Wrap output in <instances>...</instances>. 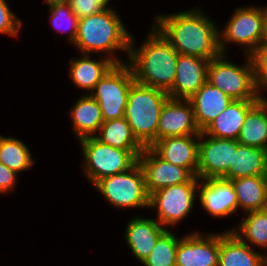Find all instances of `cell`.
Returning <instances> with one entry per match:
<instances>
[{
	"label": "cell",
	"instance_id": "26",
	"mask_svg": "<svg viewBox=\"0 0 267 266\" xmlns=\"http://www.w3.org/2000/svg\"><path fill=\"white\" fill-rule=\"evenodd\" d=\"M238 208L245 213L267 209V176H249L231 180Z\"/></svg>",
	"mask_w": 267,
	"mask_h": 266
},
{
	"label": "cell",
	"instance_id": "34",
	"mask_svg": "<svg viewBox=\"0 0 267 266\" xmlns=\"http://www.w3.org/2000/svg\"><path fill=\"white\" fill-rule=\"evenodd\" d=\"M72 12L78 17H86L101 12L103 9L94 0H65Z\"/></svg>",
	"mask_w": 267,
	"mask_h": 266
},
{
	"label": "cell",
	"instance_id": "9",
	"mask_svg": "<svg viewBox=\"0 0 267 266\" xmlns=\"http://www.w3.org/2000/svg\"><path fill=\"white\" fill-rule=\"evenodd\" d=\"M198 181L199 178L194 176L189 182L164 187L150 194L149 208H157L156 220L164 228L182 222L191 212Z\"/></svg>",
	"mask_w": 267,
	"mask_h": 266
},
{
	"label": "cell",
	"instance_id": "36",
	"mask_svg": "<svg viewBox=\"0 0 267 266\" xmlns=\"http://www.w3.org/2000/svg\"><path fill=\"white\" fill-rule=\"evenodd\" d=\"M262 15H263V32L261 43H267V7H262Z\"/></svg>",
	"mask_w": 267,
	"mask_h": 266
},
{
	"label": "cell",
	"instance_id": "35",
	"mask_svg": "<svg viewBox=\"0 0 267 266\" xmlns=\"http://www.w3.org/2000/svg\"><path fill=\"white\" fill-rule=\"evenodd\" d=\"M17 173L0 163V193H9L15 188Z\"/></svg>",
	"mask_w": 267,
	"mask_h": 266
},
{
	"label": "cell",
	"instance_id": "8",
	"mask_svg": "<svg viewBox=\"0 0 267 266\" xmlns=\"http://www.w3.org/2000/svg\"><path fill=\"white\" fill-rule=\"evenodd\" d=\"M96 186V187H95ZM94 187L118 208H149V193L139 163L131 170L99 180Z\"/></svg>",
	"mask_w": 267,
	"mask_h": 266
},
{
	"label": "cell",
	"instance_id": "16",
	"mask_svg": "<svg viewBox=\"0 0 267 266\" xmlns=\"http://www.w3.org/2000/svg\"><path fill=\"white\" fill-rule=\"evenodd\" d=\"M209 59L179 54L176 77L169 98L189 99L207 81Z\"/></svg>",
	"mask_w": 267,
	"mask_h": 266
},
{
	"label": "cell",
	"instance_id": "22",
	"mask_svg": "<svg viewBox=\"0 0 267 266\" xmlns=\"http://www.w3.org/2000/svg\"><path fill=\"white\" fill-rule=\"evenodd\" d=\"M218 266H262L261 254L240 240L232 231L220 233Z\"/></svg>",
	"mask_w": 267,
	"mask_h": 266
},
{
	"label": "cell",
	"instance_id": "11",
	"mask_svg": "<svg viewBox=\"0 0 267 266\" xmlns=\"http://www.w3.org/2000/svg\"><path fill=\"white\" fill-rule=\"evenodd\" d=\"M199 135L198 168L199 179L221 178L229 167H233V151L240 144L237 140Z\"/></svg>",
	"mask_w": 267,
	"mask_h": 266
},
{
	"label": "cell",
	"instance_id": "28",
	"mask_svg": "<svg viewBox=\"0 0 267 266\" xmlns=\"http://www.w3.org/2000/svg\"><path fill=\"white\" fill-rule=\"evenodd\" d=\"M247 213L238 229L232 228L230 231L248 245L255 244L267 249V209Z\"/></svg>",
	"mask_w": 267,
	"mask_h": 266
},
{
	"label": "cell",
	"instance_id": "30",
	"mask_svg": "<svg viewBox=\"0 0 267 266\" xmlns=\"http://www.w3.org/2000/svg\"><path fill=\"white\" fill-rule=\"evenodd\" d=\"M180 239L167 229L158 238L156 245L142 264L144 266H176V252Z\"/></svg>",
	"mask_w": 267,
	"mask_h": 266
},
{
	"label": "cell",
	"instance_id": "7",
	"mask_svg": "<svg viewBox=\"0 0 267 266\" xmlns=\"http://www.w3.org/2000/svg\"><path fill=\"white\" fill-rule=\"evenodd\" d=\"M134 82L131 67L123 63L115 64L96 83L90 95L98 102L104 121L124 117L129 90Z\"/></svg>",
	"mask_w": 267,
	"mask_h": 266
},
{
	"label": "cell",
	"instance_id": "32",
	"mask_svg": "<svg viewBox=\"0 0 267 266\" xmlns=\"http://www.w3.org/2000/svg\"><path fill=\"white\" fill-rule=\"evenodd\" d=\"M254 63L255 80L259 89H267V43H260L251 54ZM267 91V90H266Z\"/></svg>",
	"mask_w": 267,
	"mask_h": 266
},
{
	"label": "cell",
	"instance_id": "33",
	"mask_svg": "<svg viewBox=\"0 0 267 266\" xmlns=\"http://www.w3.org/2000/svg\"><path fill=\"white\" fill-rule=\"evenodd\" d=\"M22 22L9 8L5 0H0V33L16 37Z\"/></svg>",
	"mask_w": 267,
	"mask_h": 266
},
{
	"label": "cell",
	"instance_id": "5",
	"mask_svg": "<svg viewBox=\"0 0 267 266\" xmlns=\"http://www.w3.org/2000/svg\"><path fill=\"white\" fill-rule=\"evenodd\" d=\"M84 174L95 185L99 180L131 170L143 150H127L101 143L95 137L80 139Z\"/></svg>",
	"mask_w": 267,
	"mask_h": 266
},
{
	"label": "cell",
	"instance_id": "6",
	"mask_svg": "<svg viewBox=\"0 0 267 266\" xmlns=\"http://www.w3.org/2000/svg\"><path fill=\"white\" fill-rule=\"evenodd\" d=\"M225 58L221 53L210 60L207 81L232 100H260L263 96L259 94L251 55H246L247 62L243 66Z\"/></svg>",
	"mask_w": 267,
	"mask_h": 266
},
{
	"label": "cell",
	"instance_id": "37",
	"mask_svg": "<svg viewBox=\"0 0 267 266\" xmlns=\"http://www.w3.org/2000/svg\"><path fill=\"white\" fill-rule=\"evenodd\" d=\"M95 3H97L103 10L108 9L107 3L110 2V0H94Z\"/></svg>",
	"mask_w": 267,
	"mask_h": 266
},
{
	"label": "cell",
	"instance_id": "38",
	"mask_svg": "<svg viewBox=\"0 0 267 266\" xmlns=\"http://www.w3.org/2000/svg\"><path fill=\"white\" fill-rule=\"evenodd\" d=\"M267 255V253H266ZM265 254L263 255L261 253V263H262V266H267V256Z\"/></svg>",
	"mask_w": 267,
	"mask_h": 266
},
{
	"label": "cell",
	"instance_id": "3",
	"mask_svg": "<svg viewBox=\"0 0 267 266\" xmlns=\"http://www.w3.org/2000/svg\"><path fill=\"white\" fill-rule=\"evenodd\" d=\"M131 36L132 34L127 31L115 10L108 8L79 18L77 35L73 44L81 51V54L104 53L115 64H123L124 61L117 59L113 53L119 50L129 54Z\"/></svg>",
	"mask_w": 267,
	"mask_h": 266
},
{
	"label": "cell",
	"instance_id": "15",
	"mask_svg": "<svg viewBox=\"0 0 267 266\" xmlns=\"http://www.w3.org/2000/svg\"><path fill=\"white\" fill-rule=\"evenodd\" d=\"M198 197L204 210L214 217H227L238 210V200L231 180L199 179Z\"/></svg>",
	"mask_w": 267,
	"mask_h": 266
},
{
	"label": "cell",
	"instance_id": "19",
	"mask_svg": "<svg viewBox=\"0 0 267 266\" xmlns=\"http://www.w3.org/2000/svg\"><path fill=\"white\" fill-rule=\"evenodd\" d=\"M189 100L193 106L195 122L201 132L233 101L208 81Z\"/></svg>",
	"mask_w": 267,
	"mask_h": 266
},
{
	"label": "cell",
	"instance_id": "12",
	"mask_svg": "<svg viewBox=\"0 0 267 266\" xmlns=\"http://www.w3.org/2000/svg\"><path fill=\"white\" fill-rule=\"evenodd\" d=\"M138 163L143 170L149 195L164 187L189 182L194 177L187 168L164 161L150 147H145Z\"/></svg>",
	"mask_w": 267,
	"mask_h": 266
},
{
	"label": "cell",
	"instance_id": "25",
	"mask_svg": "<svg viewBox=\"0 0 267 266\" xmlns=\"http://www.w3.org/2000/svg\"><path fill=\"white\" fill-rule=\"evenodd\" d=\"M237 141L267 150V99L262 97L248 112Z\"/></svg>",
	"mask_w": 267,
	"mask_h": 266
},
{
	"label": "cell",
	"instance_id": "24",
	"mask_svg": "<svg viewBox=\"0 0 267 266\" xmlns=\"http://www.w3.org/2000/svg\"><path fill=\"white\" fill-rule=\"evenodd\" d=\"M84 54L79 59H70V78L74 85L93 92L96 83L115 65L106 55L98 60Z\"/></svg>",
	"mask_w": 267,
	"mask_h": 266
},
{
	"label": "cell",
	"instance_id": "27",
	"mask_svg": "<svg viewBox=\"0 0 267 266\" xmlns=\"http://www.w3.org/2000/svg\"><path fill=\"white\" fill-rule=\"evenodd\" d=\"M94 137L101 143L127 150H144L145 147L134 136L124 117L104 121Z\"/></svg>",
	"mask_w": 267,
	"mask_h": 266
},
{
	"label": "cell",
	"instance_id": "17",
	"mask_svg": "<svg viewBox=\"0 0 267 266\" xmlns=\"http://www.w3.org/2000/svg\"><path fill=\"white\" fill-rule=\"evenodd\" d=\"M198 144L199 135H188L157 140L150 148L164 161L187 168L197 176Z\"/></svg>",
	"mask_w": 267,
	"mask_h": 266
},
{
	"label": "cell",
	"instance_id": "10",
	"mask_svg": "<svg viewBox=\"0 0 267 266\" xmlns=\"http://www.w3.org/2000/svg\"><path fill=\"white\" fill-rule=\"evenodd\" d=\"M225 28L219 31V47L225 54L228 43L244 45L246 55H251L260 45L263 32L262 8L248 6L237 8ZM228 42V43H227Z\"/></svg>",
	"mask_w": 267,
	"mask_h": 266
},
{
	"label": "cell",
	"instance_id": "13",
	"mask_svg": "<svg viewBox=\"0 0 267 266\" xmlns=\"http://www.w3.org/2000/svg\"><path fill=\"white\" fill-rule=\"evenodd\" d=\"M220 233H192L182 237L177 246L176 266H218Z\"/></svg>",
	"mask_w": 267,
	"mask_h": 266
},
{
	"label": "cell",
	"instance_id": "29",
	"mask_svg": "<svg viewBox=\"0 0 267 266\" xmlns=\"http://www.w3.org/2000/svg\"><path fill=\"white\" fill-rule=\"evenodd\" d=\"M0 163L18 173L31 168L35 161L21 140L0 135Z\"/></svg>",
	"mask_w": 267,
	"mask_h": 266
},
{
	"label": "cell",
	"instance_id": "2",
	"mask_svg": "<svg viewBox=\"0 0 267 266\" xmlns=\"http://www.w3.org/2000/svg\"><path fill=\"white\" fill-rule=\"evenodd\" d=\"M133 39L131 36L127 64L135 81L168 93L176 77L179 53L155 26L138 49L133 48Z\"/></svg>",
	"mask_w": 267,
	"mask_h": 266
},
{
	"label": "cell",
	"instance_id": "14",
	"mask_svg": "<svg viewBox=\"0 0 267 266\" xmlns=\"http://www.w3.org/2000/svg\"><path fill=\"white\" fill-rule=\"evenodd\" d=\"M189 99L168 98L163 105L157 128V140L167 137L200 135Z\"/></svg>",
	"mask_w": 267,
	"mask_h": 266
},
{
	"label": "cell",
	"instance_id": "23",
	"mask_svg": "<svg viewBox=\"0 0 267 266\" xmlns=\"http://www.w3.org/2000/svg\"><path fill=\"white\" fill-rule=\"evenodd\" d=\"M70 115L79 140L94 137L104 122L98 102L88 92L76 101Z\"/></svg>",
	"mask_w": 267,
	"mask_h": 266
},
{
	"label": "cell",
	"instance_id": "18",
	"mask_svg": "<svg viewBox=\"0 0 267 266\" xmlns=\"http://www.w3.org/2000/svg\"><path fill=\"white\" fill-rule=\"evenodd\" d=\"M156 219L139 218L130 220L125 230L127 245L141 263L149 256L158 238L166 231Z\"/></svg>",
	"mask_w": 267,
	"mask_h": 266
},
{
	"label": "cell",
	"instance_id": "1",
	"mask_svg": "<svg viewBox=\"0 0 267 266\" xmlns=\"http://www.w3.org/2000/svg\"><path fill=\"white\" fill-rule=\"evenodd\" d=\"M198 8V9H197ZM155 26L172 47L184 55L209 59L221 54L219 29L199 7L169 15H157Z\"/></svg>",
	"mask_w": 267,
	"mask_h": 266
},
{
	"label": "cell",
	"instance_id": "21",
	"mask_svg": "<svg viewBox=\"0 0 267 266\" xmlns=\"http://www.w3.org/2000/svg\"><path fill=\"white\" fill-rule=\"evenodd\" d=\"M249 176H267V150L239 144L233 151V167L221 177L233 180Z\"/></svg>",
	"mask_w": 267,
	"mask_h": 266
},
{
	"label": "cell",
	"instance_id": "4",
	"mask_svg": "<svg viewBox=\"0 0 267 266\" xmlns=\"http://www.w3.org/2000/svg\"><path fill=\"white\" fill-rule=\"evenodd\" d=\"M168 98L163 90L136 81L131 85L124 118L144 147H151L157 141L159 117Z\"/></svg>",
	"mask_w": 267,
	"mask_h": 266
},
{
	"label": "cell",
	"instance_id": "31",
	"mask_svg": "<svg viewBox=\"0 0 267 266\" xmlns=\"http://www.w3.org/2000/svg\"><path fill=\"white\" fill-rule=\"evenodd\" d=\"M47 4L49 6L51 24L53 27H55L56 31L68 30V40L74 43L77 35L79 18L72 12L69 4L65 0H50L47 1ZM65 21L68 25L64 24ZM62 26H64V29Z\"/></svg>",
	"mask_w": 267,
	"mask_h": 266
},
{
	"label": "cell",
	"instance_id": "20",
	"mask_svg": "<svg viewBox=\"0 0 267 266\" xmlns=\"http://www.w3.org/2000/svg\"><path fill=\"white\" fill-rule=\"evenodd\" d=\"M259 100H233L203 131L206 136L237 140L247 112Z\"/></svg>",
	"mask_w": 267,
	"mask_h": 266
}]
</instances>
